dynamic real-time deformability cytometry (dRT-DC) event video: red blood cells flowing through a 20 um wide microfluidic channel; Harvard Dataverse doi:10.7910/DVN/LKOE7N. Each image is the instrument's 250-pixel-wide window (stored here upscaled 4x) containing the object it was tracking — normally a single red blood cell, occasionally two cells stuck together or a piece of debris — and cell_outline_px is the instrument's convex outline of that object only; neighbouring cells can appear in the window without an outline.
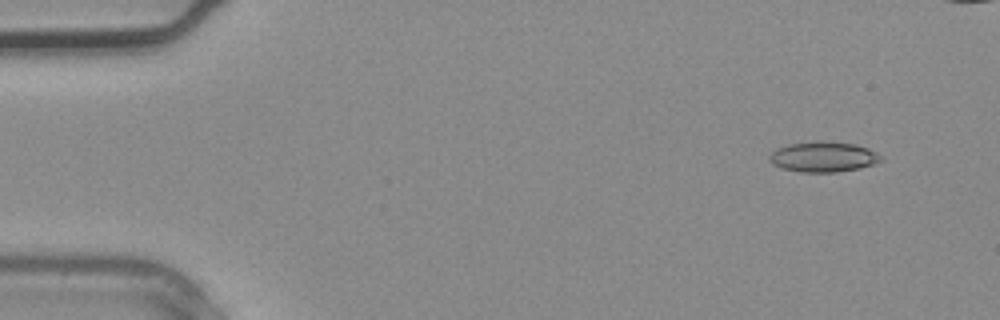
{"species": "common noctule bat (a hibernating species)", "species_latin": "Nyctalus noctula", "temperature_condition": "warm", "stored_images_in_passage": 4, "camera_frame_rate_fps": 3000, "um_per_image_px": 0.085, "animal": {"sex": "male", "body_mass_g": 20.4}, "frame": {"image": 1, "passage_image": 1, "time_ms": 0.0, "image_size_px": [1000, 320], "cell_outline_px": [[884, 160], [876, 164], [860, 168], [836, 172], [800, 172], [780, 168], [772, 164], [768, 156], [776, 148], [788, 144], [816, 140], [856, 144], [868, 148], [884, 156]], "centroid_in_image_um": [70.01, 13.33], "position_along_channel_um": 15.0, "area_um2": 20.11}}